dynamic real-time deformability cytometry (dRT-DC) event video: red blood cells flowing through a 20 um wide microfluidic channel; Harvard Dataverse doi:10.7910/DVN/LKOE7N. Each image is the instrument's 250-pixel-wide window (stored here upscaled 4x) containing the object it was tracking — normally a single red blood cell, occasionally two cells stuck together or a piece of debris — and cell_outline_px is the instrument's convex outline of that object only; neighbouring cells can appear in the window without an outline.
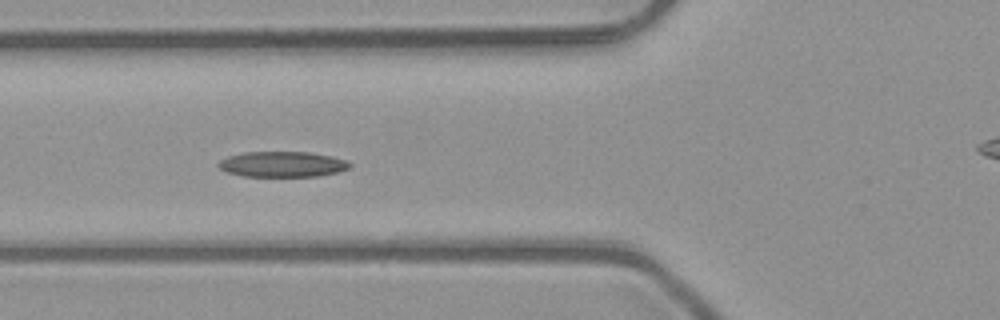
{"species": "common noctule bat (a hibernating species)", "species_latin": "Nyctalus noctula", "temperature_condition": "room temperature", "stored_images_in_passage": 6, "camera_frame_rate_fps": 3000, "um_per_image_px": 0.085, "animal": {"sex": "male", "body_mass_g": 23.1, "forearm_length_mm": 52.7}, "frame": {"image": 1, "passage_image": 4, "time_ms": 1.0, "image_size_px": [1000, 320], "cell_outline_px": [[352, 168], [336, 172], [316, 176], [244, 176], [224, 172], [216, 164], [220, 160], [228, 156], [244, 152], [308, 152], [332, 156], [348, 160], [352, 164]], "centroid_in_image_um": [24.01, 13.96], "position_along_channel_um": 101.8, "area_um2": 19.65}}
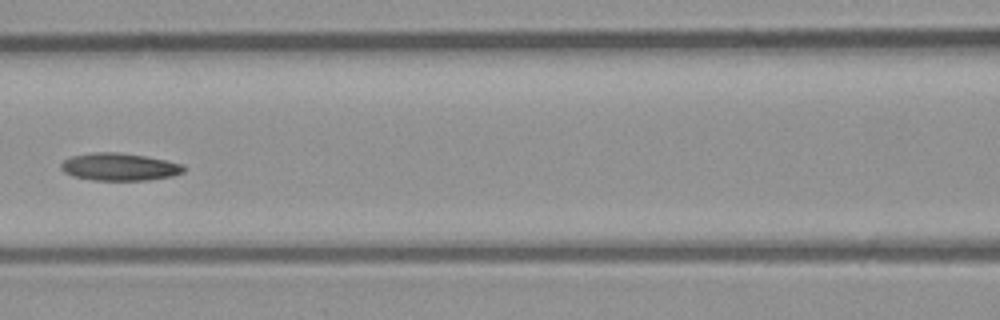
{"frame": {"image": 2, "passage_image": 5, "time_ms": 1.333, "image_size_px": [1000, 320], "cell_outline_px": [[188, 168], [184, 172], [172, 176], [148, 180], [92, 180], [72, 176], [64, 172], [60, 168], [60, 164], [64, 160], [72, 156], [92, 152], [120, 152], [144, 156], [184, 164]], "centroid_in_image_um": [10.16, 14.18], "position_along_channel_um": 156.4, "area_um2": 19.83}}
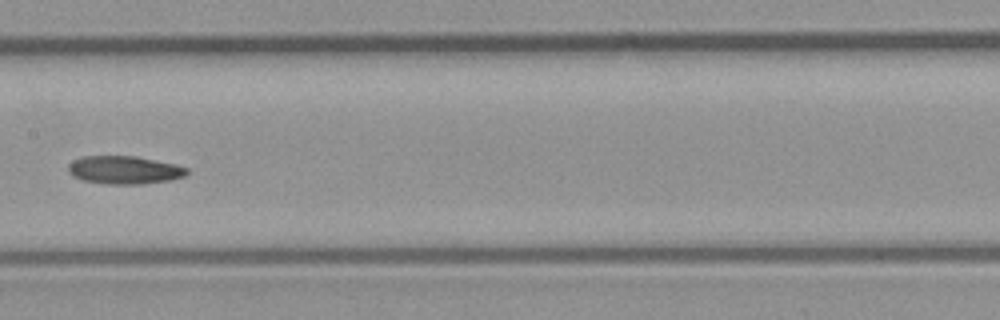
{"frame": {"image": 3, "passage_image": 6, "time_ms": 1.667, "image_size_px": [1000, 320], "cell_outline_px": [[188, 172], [184, 176], [168, 180], [144, 184], [104, 184], [84, 180], [72, 176], [68, 172], [68, 164], [72, 160], [84, 156], [136, 156], [176, 164], [188, 168]], "centroid_in_image_um": [10.55, 14.44], "position_along_channel_um": 196.9, "area_um2": 19.48}}